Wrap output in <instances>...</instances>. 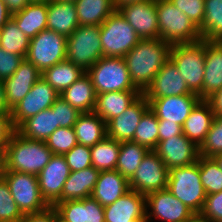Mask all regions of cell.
Here are the masks:
<instances>
[{
    "label": "cell",
    "instance_id": "obj_1",
    "mask_svg": "<svg viewBox=\"0 0 222 222\" xmlns=\"http://www.w3.org/2000/svg\"><path fill=\"white\" fill-rule=\"evenodd\" d=\"M172 45L162 39H141L123 58L134 86L141 92L170 59Z\"/></svg>",
    "mask_w": 222,
    "mask_h": 222
},
{
    "label": "cell",
    "instance_id": "obj_2",
    "mask_svg": "<svg viewBox=\"0 0 222 222\" xmlns=\"http://www.w3.org/2000/svg\"><path fill=\"white\" fill-rule=\"evenodd\" d=\"M5 154L8 171L36 176L49 163L53 156L45 141L27 139L16 130L10 137L5 148Z\"/></svg>",
    "mask_w": 222,
    "mask_h": 222
},
{
    "label": "cell",
    "instance_id": "obj_3",
    "mask_svg": "<svg viewBox=\"0 0 222 222\" xmlns=\"http://www.w3.org/2000/svg\"><path fill=\"white\" fill-rule=\"evenodd\" d=\"M160 39L171 45L201 40L199 28L169 0H156Z\"/></svg>",
    "mask_w": 222,
    "mask_h": 222
},
{
    "label": "cell",
    "instance_id": "obj_4",
    "mask_svg": "<svg viewBox=\"0 0 222 222\" xmlns=\"http://www.w3.org/2000/svg\"><path fill=\"white\" fill-rule=\"evenodd\" d=\"M170 60L177 67L189 90L198 95L203 86L205 40L172 45Z\"/></svg>",
    "mask_w": 222,
    "mask_h": 222
},
{
    "label": "cell",
    "instance_id": "obj_5",
    "mask_svg": "<svg viewBox=\"0 0 222 222\" xmlns=\"http://www.w3.org/2000/svg\"><path fill=\"white\" fill-rule=\"evenodd\" d=\"M166 189L194 213H200L207 194L201 183L198 159L194 164L170 169Z\"/></svg>",
    "mask_w": 222,
    "mask_h": 222
},
{
    "label": "cell",
    "instance_id": "obj_6",
    "mask_svg": "<svg viewBox=\"0 0 222 222\" xmlns=\"http://www.w3.org/2000/svg\"><path fill=\"white\" fill-rule=\"evenodd\" d=\"M86 73L97 95L105 92L139 91L132 83L122 57L103 56Z\"/></svg>",
    "mask_w": 222,
    "mask_h": 222
},
{
    "label": "cell",
    "instance_id": "obj_7",
    "mask_svg": "<svg viewBox=\"0 0 222 222\" xmlns=\"http://www.w3.org/2000/svg\"><path fill=\"white\" fill-rule=\"evenodd\" d=\"M103 56L124 57L141 40L119 10H115L100 25Z\"/></svg>",
    "mask_w": 222,
    "mask_h": 222
},
{
    "label": "cell",
    "instance_id": "obj_8",
    "mask_svg": "<svg viewBox=\"0 0 222 222\" xmlns=\"http://www.w3.org/2000/svg\"><path fill=\"white\" fill-rule=\"evenodd\" d=\"M102 57L100 25H79L67 37L66 59L85 72Z\"/></svg>",
    "mask_w": 222,
    "mask_h": 222
},
{
    "label": "cell",
    "instance_id": "obj_9",
    "mask_svg": "<svg viewBox=\"0 0 222 222\" xmlns=\"http://www.w3.org/2000/svg\"><path fill=\"white\" fill-rule=\"evenodd\" d=\"M67 37L49 29L30 39L26 59L41 73L66 60Z\"/></svg>",
    "mask_w": 222,
    "mask_h": 222
},
{
    "label": "cell",
    "instance_id": "obj_10",
    "mask_svg": "<svg viewBox=\"0 0 222 222\" xmlns=\"http://www.w3.org/2000/svg\"><path fill=\"white\" fill-rule=\"evenodd\" d=\"M4 179L23 215L38 213L49 207L41 196L36 175L6 170Z\"/></svg>",
    "mask_w": 222,
    "mask_h": 222
},
{
    "label": "cell",
    "instance_id": "obj_11",
    "mask_svg": "<svg viewBox=\"0 0 222 222\" xmlns=\"http://www.w3.org/2000/svg\"><path fill=\"white\" fill-rule=\"evenodd\" d=\"M145 207L148 222H153L154 219L161 222H186L194 214L167 189L145 195Z\"/></svg>",
    "mask_w": 222,
    "mask_h": 222
},
{
    "label": "cell",
    "instance_id": "obj_12",
    "mask_svg": "<svg viewBox=\"0 0 222 222\" xmlns=\"http://www.w3.org/2000/svg\"><path fill=\"white\" fill-rule=\"evenodd\" d=\"M60 95L41 76L30 92L11 109V123L16 130L25 120L50 108Z\"/></svg>",
    "mask_w": 222,
    "mask_h": 222
},
{
    "label": "cell",
    "instance_id": "obj_13",
    "mask_svg": "<svg viewBox=\"0 0 222 222\" xmlns=\"http://www.w3.org/2000/svg\"><path fill=\"white\" fill-rule=\"evenodd\" d=\"M169 170L161 158L150 150L129 180V189L147 195L167 188Z\"/></svg>",
    "mask_w": 222,
    "mask_h": 222
},
{
    "label": "cell",
    "instance_id": "obj_14",
    "mask_svg": "<svg viewBox=\"0 0 222 222\" xmlns=\"http://www.w3.org/2000/svg\"><path fill=\"white\" fill-rule=\"evenodd\" d=\"M69 174L70 169L64 156L53 154L49 163L37 175L41 196L49 206L61 202L64 183Z\"/></svg>",
    "mask_w": 222,
    "mask_h": 222
},
{
    "label": "cell",
    "instance_id": "obj_15",
    "mask_svg": "<svg viewBox=\"0 0 222 222\" xmlns=\"http://www.w3.org/2000/svg\"><path fill=\"white\" fill-rule=\"evenodd\" d=\"M141 39H160L156 0H145L119 9Z\"/></svg>",
    "mask_w": 222,
    "mask_h": 222
},
{
    "label": "cell",
    "instance_id": "obj_16",
    "mask_svg": "<svg viewBox=\"0 0 222 222\" xmlns=\"http://www.w3.org/2000/svg\"><path fill=\"white\" fill-rule=\"evenodd\" d=\"M153 151L168 170L194 164L199 157V148L184 134L158 142Z\"/></svg>",
    "mask_w": 222,
    "mask_h": 222
},
{
    "label": "cell",
    "instance_id": "obj_17",
    "mask_svg": "<svg viewBox=\"0 0 222 222\" xmlns=\"http://www.w3.org/2000/svg\"><path fill=\"white\" fill-rule=\"evenodd\" d=\"M150 109L155 113L158 120L175 122L183 125L192 109L201 100L197 94H183L162 98H146Z\"/></svg>",
    "mask_w": 222,
    "mask_h": 222
},
{
    "label": "cell",
    "instance_id": "obj_18",
    "mask_svg": "<svg viewBox=\"0 0 222 222\" xmlns=\"http://www.w3.org/2000/svg\"><path fill=\"white\" fill-rule=\"evenodd\" d=\"M150 108L142 93L121 115L106 123L107 136L116 141H132L143 114Z\"/></svg>",
    "mask_w": 222,
    "mask_h": 222
},
{
    "label": "cell",
    "instance_id": "obj_19",
    "mask_svg": "<svg viewBox=\"0 0 222 222\" xmlns=\"http://www.w3.org/2000/svg\"><path fill=\"white\" fill-rule=\"evenodd\" d=\"M146 98H162L192 93L175 64L169 59L143 93Z\"/></svg>",
    "mask_w": 222,
    "mask_h": 222
},
{
    "label": "cell",
    "instance_id": "obj_20",
    "mask_svg": "<svg viewBox=\"0 0 222 222\" xmlns=\"http://www.w3.org/2000/svg\"><path fill=\"white\" fill-rule=\"evenodd\" d=\"M42 73L24 58L15 73L3 81L6 103L11 110L30 92Z\"/></svg>",
    "mask_w": 222,
    "mask_h": 222
},
{
    "label": "cell",
    "instance_id": "obj_21",
    "mask_svg": "<svg viewBox=\"0 0 222 222\" xmlns=\"http://www.w3.org/2000/svg\"><path fill=\"white\" fill-rule=\"evenodd\" d=\"M53 207L62 222H105L104 207L92 197L59 202Z\"/></svg>",
    "mask_w": 222,
    "mask_h": 222
},
{
    "label": "cell",
    "instance_id": "obj_22",
    "mask_svg": "<svg viewBox=\"0 0 222 222\" xmlns=\"http://www.w3.org/2000/svg\"><path fill=\"white\" fill-rule=\"evenodd\" d=\"M105 222H130L146 219L145 195L129 190L114 203L104 207Z\"/></svg>",
    "mask_w": 222,
    "mask_h": 222
},
{
    "label": "cell",
    "instance_id": "obj_23",
    "mask_svg": "<svg viewBox=\"0 0 222 222\" xmlns=\"http://www.w3.org/2000/svg\"><path fill=\"white\" fill-rule=\"evenodd\" d=\"M222 89V41L205 40V65L201 100Z\"/></svg>",
    "mask_w": 222,
    "mask_h": 222
},
{
    "label": "cell",
    "instance_id": "obj_24",
    "mask_svg": "<svg viewBox=\"0 0 222 222\" xmlns=\"http://www.w3.org/2000/svg\"><path fill=\"white\" fill-rule=\"evenodd\" d=\"M215 114L207 100H200L182 125L183 134L198 148L205 141Z\"/></svg>",
    "mask_w": 222,
    "mask_h": 222
},
{
    "label": "cell",
    "instance_id": "obj_25",
    "mask_svg": "<svg viewBox=\"0 0 222 222\" xmlns=\"http://www.w3.org/2000/svg\"><path fill=\"white\" fill-rule=\"evenodd\" d=\"M129 190V181L117 170L100 171L91 197L106 207Z\"/></svg>",
    "mask_w": 222,
    "mask_h": 222
},
{
    "label": "cell",
    "instance_id": "obj_26",
    "mask_svg": "<svg viewBox=\"0 0 222 222\" xmlns=\"http://www.w3.org/2000/svg\"><path fill=\"white\" fill-rule=\"evenodd\" d=\"M47 4V29L69 37L79 26L75 3L51 0Z\"/></svg>",
    "mask_w": 222,
    "mask_h": 222
},
{
    "label": "cell",
    "instance_id": "obj_27",
    "mask_svg": "<svg viewBox=\"0 0 222 222\" xmlns=\"http://www.w3.org/2000/svg\"><path fill=\"white\" fill-rule=\"evenodd\" d=\"M100 171L93 166L80 171H70L64 183L61 202L68 200H81L92 195Z\"/></svg>",
    "mask_w": 222,
    "mask_h": 222
},
{
    "label": "cell",
    "instance_id": "obj_28",
    "mask_svg": "<svg viewBox=\"0 0 222 222\" xmlns=\"http://www.w3.org/2000/svg\"><path fill=\"white\" fill-rule=\"evenodd\" d=\"M142 93L140 91L105 92L97 95L94 112L106 123L121 115Z\"/></svg>",
    "mask_w": 222,
    "mask_h": 222
},
{
    "label": "cell",
    "instance_id": "obj_29",
    "mask_svg": "<svg viewBox=\"0 0 222 222\" xmlns=\"http://www.w3.org/2000/svg\"><path fill=\"white\" fill-rule=\"evenodd\" d=\"M60 97L81 113L94 112L97 94L87 73L65 89Z\"/></svg>",
    "mask_w": 222,
    "mask_h": 222
},
{
    "label": "cell",
    "instance_id": "obj_30",
    "mask_svg": "<svg viewBox=\"0 0 222 222\" xmlns=\"http://www.w3.org/2000/svg\"><path fill=\"white\" fill-rule=\"evenodd\" d=\"M47 3H29L20 12L11 15L18 28L29 39L47 29Z\"/></svg>",
    "mask_w": 222,
    "mask_h": 222
},
{
    "label": "cell",
    "instance_id": "obj_31",
    "mask_svg": "<svg viewBox=\"0 0 222 222\" xmlns=\"http://www.w3.org/2000/svg\"><path fill=\"white\" fill-rule=\"evenodd\" d=\"M56 129V112L50 107L25 120L16 131L27 139L45 141Z\"/></svg>",
    "mask_w": 222,
    "mask_h": 222
},
{
    "label": "cell",
    "instance_id": "obj_32",
    "mask_svg": "<svg viewBox=\"0 0 222 222\" xmlns=\"http://www.w3.org/2000/svg\"><path fill=\"white\" fill-rule=\"evenodd\" d=\"M77 142L92 147L107 136L106 122L95 112L81 113L74 124Z\"/></svg>",
    "mask_w": 222,
    "mask_h": 222
},
{
    "label": "cell",
    "instance_id": "obj_33",
    "mask_svg": "<svg viewBox=\"0 0 222 222\" xmlns=\"http://www.w3.org/2000/svg\"><path fill=\"white\" fill-rule=\"evenodd\" d=\"M79 25H101L116 8L114 0H76Z\"/></svg>",
    "mask_w": 222,
    "mask_h": 222
},
{
    "label": "cell",
    "instance_id": "obj_34",
    "mask_svg": "<svg viewBox=\"0 0 222 222\" xmlns=\"http://www.w3.org/2000/svg\"><path fill=\"white\" fill-rule=\"evenodd\" d=\"M86 72L69 60L58 62L42 73L43 79L60 95Z\"/></svg>",
    "mask_w": 222,
    "mask_h": 222
},
{
    "label": "cell",
    "instance_id": "obj_35",
    "mask_svg": "<svg viewBox=\"0 0 222 222\" xmlns=\"http://www.w3.org/2000/svg\"><path fill=\"white\" fill-rule=\"evenodd\" d=\"M149 151L145 146L132 141L121 142L115 170L129 181Z\"/></svg>",
    "mask_w": 222,
    "mask_h": 222
},
{
    "label": "cell",
    "instance_id": "obj_36",
    "mask_svg": "<svg viewBox=\"0 0 222 222\" xmlns=\"http://www.w3.org/2000/svg\"><path fill=\"white\" fill-rule=\"evenodd\" d=\"M121 142L106 136L90 147L92 166L98 171L115 170Z\"/></svg>",
    "mask_w": 222,
    "mask_h": 222
},
{
    "label": "cell",
    "instance_id": "obj_37",
    "mask_svg": "<svg viewBox=\"0 0 222 222\" xmlns=\"http://www.w3.org/2000/svg\"><path fill=\"white\" fill-rule=\"evenodd\" d=\"M206 41H222V0H205V13L199 28Z\"/></svg>",
    "mask_w": 222,
    "mask_h": 222
},
{
    "label": "cell",
    "instance_id": "obj_38",
    "mask_svg": "<svg viewBox=\"0 0 222 222\" xmlns=\"http://www.w3.org/2000/svg\"><path fill=\"white\" fill-rule=\"evenodd\" d=\"M30 39L20 31L16 22L10 18L0 29V47L23 58L26 57Z\"/></svg>",
    "mask_w": 222,
    "mask_h": 222
},
{
    "label": "cell",
    "instance_id": "obj_39",
    "mask_svg": "<svg viewBox=\"0 0 222 222\" xmlns=\"http://www.w3.org/2000/svg\"><path fill=\"white\" fill-rule=\"evenodd\" d=\"M158 118L149 108L142 116L138 124L132 142L154 150L159 142Z\"/></svg>",
    "mask_w": 222,
    "mask_h": 222
},
{
    "label": "cell",
    "instance_id": "obj_40",
    "mask_svg": "<svg viewBox=\"0 0 222 222\" xmlns=\"http://www.w3.org/2000/svg\"><path fill=\"white\" fill-rule=\"evenodd\" d=\"M201 183L207 195L222 191V171L212 157H198Z\"/></svg>",
    "mask_w": 222,
    "mask_h": 222
},
{
    "label": "cell",
    "instance_id": "obj_41",
    "mask_svg": "<svg viewBox=\"0 0 222 222\" xmlns=\"http://www.w3.org/2000/svg\"><path fill=\"white\" fill-rule=\"evenodd\" d=\"M45 143L53 154H66L78 144L74 127H58Z\"/></svg>",
    "mask_w": 222,
    "mask_h": 222
},
{
    "label": "cell",
    "instance_id": "obj_42",
    "mask_svg": "<svg viewBox=\"0 0 222 222\" xmlns=\"http://www.w3.org/2000/svg\"><path fill=\"white\" fill-rule=\"evenodd\" d=\"M24 215L14 201L5 179L0 181V222H21Z\"/></svg>",
    "mask_w": 222,
    "mask_h": 222
},
{
    "label": "cell",
    "instance_id": "obj_43",
    "mask_svg": "<svg viewBox=\"0 0 222 222\" xmlns=\"http://www.w3.org/2000/svg\"><path fill=\"white\" fill-rule=\"evenodd\" d=\"M222 153V116H215L205 141L199 147V155L213 157Z\"/></svg>",
    "mask_w": 222,
    "mask_h": 222
},
{
    "label": "cell",
    "instance_id": "obj_44",
    "mask_svg": "<svg viewBox=\"0 0 222 222\" xmlns=\"http://www.w3.org/2000/svg\"><path fill=\"white\" fill-rule=\"evenodd\" d=\"M70 171H80L92 166L91 151L89 146L75 145L63 155Z\"/></svg>",
    "mask_w": 222,
    "mask_h": 222
},
{
    "label": "cell",
    "instance_id": "obj_45",
    "mask_svg": "<svg viewBox=\"0 0 222 222\" xmlns=\"http://www.w3.org/2000/svg\"><path fill=\"white\" fill-rule=\"evenodd\" d=\"M182 11L198 28L202 26L205 13V0H169Z\"/></svg>",
    "mask_w": 222,
    "mask_h": 222
},
{
    "label": "cell",
    "instance_id": "obj_46",
    "mask_svg": "<svg viewBox=\"0 0 222 222\" xmlns=\"http://www.w3.org/2000/svg\"><path fill=\"white\" fill-rule=\"evenodd\" d=\"M51 109L53 112H56L57 128L74 127L78 116L81 114V112L68 104V102L60 96L52 104Z\"/></svg>",
    "mask_w": 222,
    "mask_h": 222
},
{
    "label": "cell",
    "instance_id": "obj_47",
    "mask_svg": "<svg viewBox=\"0 0 222 222\" xmlns=\"http://www.w3.org/2000/svg\"><path fill=\"white\" fill-rule=\"evenodd\" d=\"M200 214L212 222H222V191L206 195Z\"/></svg>",
    "mask_w": 222,
    "mask_h": 222
},
{
    "label": "cell",
    "instance_id": "obj_48",
    "mask_svg": "<svg viewBox=\"0 0 222 222\" xmlns=\"http://www.w3.org/2000/svg\"><path fill=\"white\" fill-rule=\"evenodd\" d=\"M23 59L22 56L6 52L0 47V80L11 77Z\"/></svg>",
    "mask_w": 222,
    "mask_h": 222
},
{
    "label": "cell",
    "instance_id": "obj_49",
    "mask_svg": "<svg viewBox=\"0 0 222 222\" xmlns=\"http://www.w3.org/2000/svg\"><path fill=\"white\" fill-rule=\"evenodd\" d=\"M14 131L15 129L11 123L10 114H0V151H5Z\"/></svg>",
    "mask_w": 222,
    "mask_h": 222
},
{
    "label": "cell",
    "instance_id": "obj_50",
    "mask_svg": "<svg viewBox=\"0 0 222 222\" xmlns=\"http://www.w3.org/2000/svg\"><path fill=\"white\" fill-rule=\"evenodd\" d=\"M58 214L53 206H49L46 210L24 215L21 222H57Z\"/></svg>",
    "mask_w": 222,
    "mask_h": 222
},
{
    "label": "cell",
    "instance_id": "obj_51",
    "mask_svg": "<svg viewBox=\"0 0 222 222\" xmlns=\"http://www.w3.org/2000/svg\"><path fill=\"white\" fill-rule=\"evenodd\" d=\"M159 142L172 138L177 135H182V125L175 122H166V120H158Z\"/></svg>",
    "mask_w": 222,
    "mask_h": 222
},
{
    "label": "cell",
    "instance_id": "obj_52",
    "mask_svg": "<svg viewBox=\"0 0 222 222\" xmlns=\"http://www.w3.org/2000/svg\"><path fill=\"white\" fill-rule=\"evenodd\" d=\"M207 101L210 103L215 116H222V89L215 92Z\"/></svg>",
    "mask_w": 222,
    "mask_h": 222
},
{
    "label": "cell",
    "instance_id": "obj_53",
    "mask_svg": "<svg viewBox=\"0 0 222 222\" xmlns=\"http://www.w3.org/2000/svg\"><path fill=\"white\" fill-rule=\"evenodd\" d=\"M6 4L8 12L13 15L26 7L29 4V0H3Z\"/></svg>",
    "mask_w": 222,
    "mask_h": 222
},
{
    "label": "cell",
    "instance_id": "obj_54",
    "mask_svg": "<svg viewBox=\"0 0 222 222\" xmlns=\"http://www.w3.org/2000/svg\"><path fill=\"white\" fill-rule=\"evenodd\" d=\"M11 110L9 109L6 103V94L4 89L3 81L0 80V114H10Z\"/></svg>",
    "mask_w": 222,
    "mask_h": 222
},
{
    "label": "cell",
    "instance_id": "obj_55",
    "mask_svg": "<svg viewBox=\"0 0 222 222\" xmlns=\"http://www.w3.org/2000/svg\"><path fill=\"white\" fill-rule=\"evenodd\" d=\"M11 18V14L8 12L6 4L3 0H0V29Z\"/></svg>",
    "mask_w": 222,
    "mask_h": 222
},
{
    "label": "cell",
    "instance_id": "obj_56",
    "mask_svg": "<svg viewBox=\"0 0 222 222\" xmlns=\"http://www.w3.org/2000/svg\"><path fill=\"white\" fill-rule=\"evenodd\" d=\"M6 170V154L5 151H0V181L4 179Z\"/></svg>",
    "mask_w": 222,
    "mask_h": 222
},
{
    "label": "cell",
    "instance_id": "obj_57",
    "mask_svg": "<svg viewBox=\"0 0 222 222\" xmlns=\"http://www.w3.org/2000/svg\"><path fill=\"white\" fill-rule=\"evenodd\" d=\"M141 1H145V0H114V5H115L116 10H119L123 6L136 3V2H141Z\"/></svg>",
    "mask_w": 222,
    "mask_h": 222
},
{
    "label": "cell",
    "instance_id": "obj_58",
    "mask_svg": "<svg viewBox=\"0 0 222 222\" xmlns=\"http://www.w3.org/2000/svg\"><path fill=\"white\" fill-rule=\"evenodd\" d=\"M186 222H212L200 213H194Z\"/></svg>",
    "mask_w": 222,
    "mask_h": 222
},
{
    "label": "cell",
    "instance_id": "obj_59",
    "mask_svg": "<svg viewBox=\"0 0 222 222\" xmlns=\"http://www.w3.org/2000/svg\"><path fill=\"white\" fill-rule=\"evenodd\" d=\"M212 158L216 161L220 170L222 171V153L217 154V155L213 156Z\"/></svg>",
    "mask_w": 222,
    "mask_h": 222
},
{
    "label": "cell",
    "instance_id": "obj_60",
    "mask_svg": "<svg viewBox=\"0 0 222 222\" xmlns=\"http://www.w3.org/2000/svg\"><path fill=\"white\" fill-rule=\"evenodd\" d=\"M51 0H29V3H49Z\"/></svg>",
    "mask_w": 222,
    "mask_h": 222
},
{
    "label": "cell",
    "instance_id": "obj_61",
    "mask_svg": "<svg viewBox=\"0 0 222 222\" xmlns=\"http://www.w3.org/2000/svg\"><path fill=\"white\" fill-rule=\"evenodd\" d=\"M130 222H148V220L147 219H137V220H133Z\"/></svg>",
    "mask_w": 222,
    "mask_h": 222
},
{
    "label": "cell",
    "instance_id": "obj_62",
    "mask_svg": "<svg viewBox=\"0 0 222 222\" xmlns=\"http://www.w3.org/2000/svg\"><path fill=\"white\" fill-rule=\"evenodd\" d=\"M58 1H68V2H75L76 0H58Z\"/></svg>",
    "mask_w": 222,
    "mask_h": 222
}]
</instances>
